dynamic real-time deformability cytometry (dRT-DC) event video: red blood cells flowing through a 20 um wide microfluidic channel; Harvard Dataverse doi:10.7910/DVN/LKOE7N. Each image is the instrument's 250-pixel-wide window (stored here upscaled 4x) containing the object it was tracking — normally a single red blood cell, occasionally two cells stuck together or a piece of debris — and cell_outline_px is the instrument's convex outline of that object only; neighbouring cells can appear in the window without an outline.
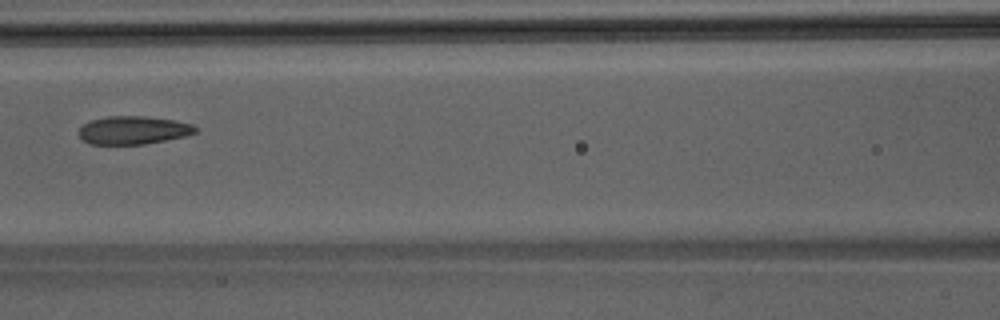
{"species": "Egyptian fruit bat (a non-hibernating species)", "species_latin": "Rousettus aegyptiacus", "temperature_condition": "room temperature", "stored_images_in_passage": 30, "camera_frame_rate_fps": 3000, "um_per_image_px": 0.085, "animal": {"sex": "male"}, "frame": {"image": 1, "passage_image": 13, "time_ms": 4.0, "image_size_px": [1000, 320], "cell_outline_px": [[200, 128], [196, 132], [184, 136], [144, 144], [88, 144], [80, 136], [80, 128], [84, 124], [92, 120], [108, 116], [144, 116], [176, 120], [192, 124]], "centroid_in_image_um": [11.36, 11.06], "position_along_channel_um": 155.2, "area_um2": 19.02}}
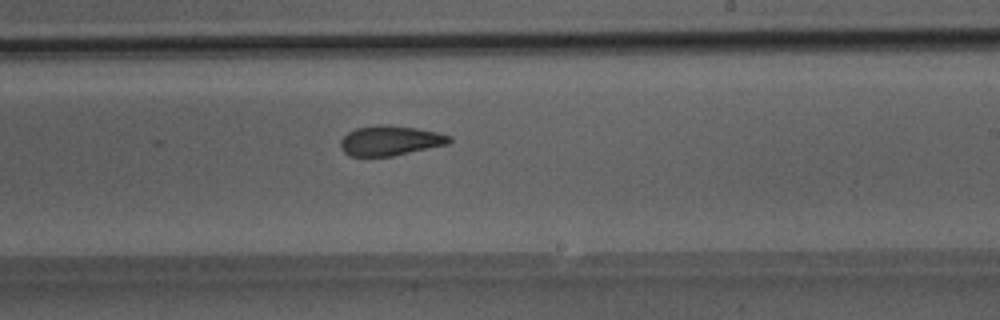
{"frame": {"image": 2, "passage_image": 20, "time_ms": 6.333, "image_size_px": [1000, 320], "cell_outline_px": [[452, 140], [448, 144], [392, 156], [348, 156], [340, 148], [340, 140], [348, 132], [356, 128], [376, 124], [388, 124], [416, 128], [440, 132], [452, 136]], "centroid_in_image_um": [33.17, 11.94], "position_along_channel_um": 255.8, "area_um2": 19.19}}
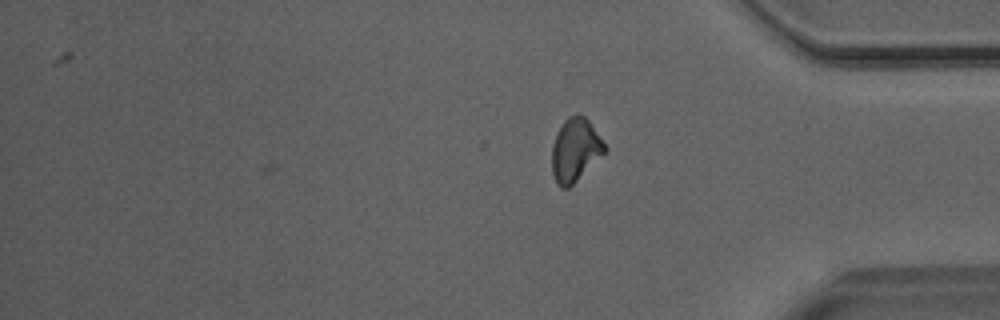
{"frame": {"image": 3, "passage_image": 30, "time_ms": 9.667, "image_size_px": [1000, 320], "cell_outline_px": [[608, 148], [568, 188], [560, 188], [556, 184], [552, 172], [552, 144], [556, 132], [564, 120], [568, 116], [584, 116], [588, 120]], "centroid_in_image_um": [48.85, 12.75], "position_along_channel_um": 386.3, "area_um2": 19.07}}